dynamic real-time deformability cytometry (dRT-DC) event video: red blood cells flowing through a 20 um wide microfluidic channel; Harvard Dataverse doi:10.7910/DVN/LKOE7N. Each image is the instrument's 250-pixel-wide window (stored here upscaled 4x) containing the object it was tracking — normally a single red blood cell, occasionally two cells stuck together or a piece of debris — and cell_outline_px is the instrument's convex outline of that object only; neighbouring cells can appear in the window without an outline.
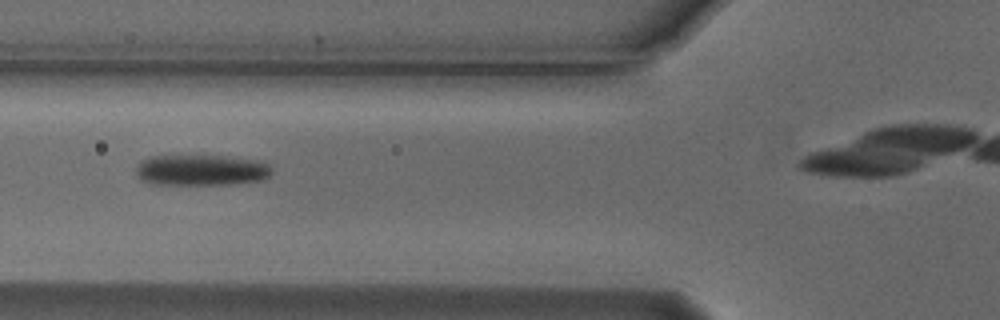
{"species": "Egyptian fruit bat (a non-hibernating species)", "species_latin": "Rousettus aegyptiacus", "temperature_condition": "cold", "stored_images_in_passage": 7, "camera_frame_rate_fps": 3000, "um_per_image_px": 0.085, "animal": {"sex": "male"}, "frame": {"image": 1, "passage_image": 4, "time_ms": 1.0, "image_size_px": [1000, 320], "cell_outline_px": [[272, 172], [264, 180], [232, 184], [152, 184], [140, 180], [136, 176], [136, 168], [140, 160], [152, 156], [224, 156], [260, 160], [268, 164], [272, 168]], "centroid_in_image_um": [17.11, 14.46], "position_along_channel_um": 108.7, "area_um2": 24.68}}
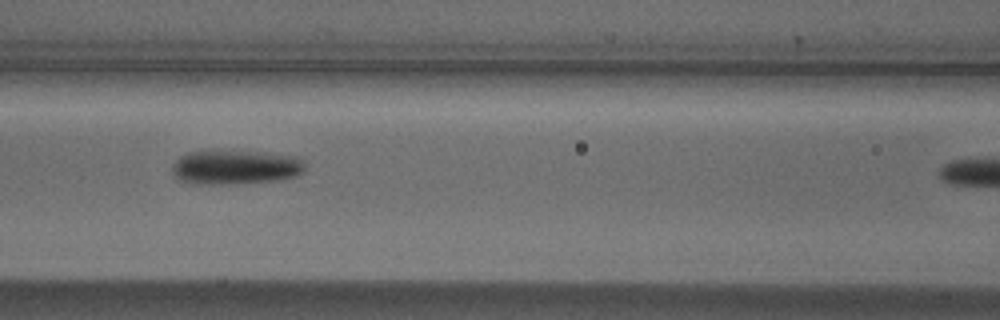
{"frame": {"image": 2, "passage_image": 5, "time_ms": 1.333, "image_size_px": [1000, 320], "cell_outline_px": [[304, 172], [296, 176], [272, 180], [224, 184], [200, 184], [180, 180], [176, 176], [172, 168], [176, 160], [180, 156], [188, 152], [264, 152], [296, 156], [304, 164]], "centroid_in_image_um": [20.03, 14.21], "position_along_channel_um": 146.6, "area_um2": 25.84}}